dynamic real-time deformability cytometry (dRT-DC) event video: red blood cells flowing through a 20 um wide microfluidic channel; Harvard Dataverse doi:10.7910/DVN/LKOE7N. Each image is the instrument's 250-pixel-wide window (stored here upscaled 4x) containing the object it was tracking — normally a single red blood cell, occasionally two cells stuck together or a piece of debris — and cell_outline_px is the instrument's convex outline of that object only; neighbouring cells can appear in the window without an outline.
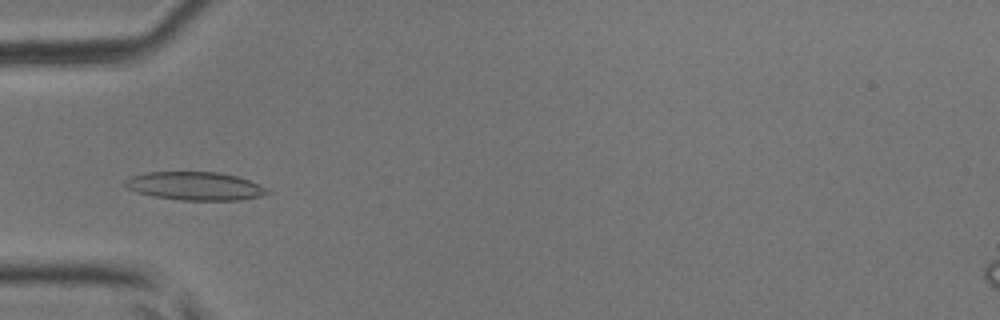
{"species": "common noctule bat (a hibernating species)", "species_latin": "Nyctalus noctula", "temperature_condition": "room temperature", "stored_images_in_passage": 32, "camera_frame_rate_fps": 3000, "um_per_image_px": 0.085, "animal": {"sex": "male", "body_mass_g": 17.9, "forearm_length_mm": 54.2}, "frame": {"image": 1, "passage_image": 2, "time_ms": 0.333, "image_size_px": [1000, 320], "cell_outline_px": [[272, 192], [260, 196], [240, 200], [180, 200], [152, 196], [136, 192], [124, 188], [120, 184], [128, 176], [144, 172], [220, 172], [236, 176], [260, 184], [268, 188]], "centroid_in_image_um": [16.51, 15.81], "position_along_channel_um": 68.5, "area_um2": 23.93}}
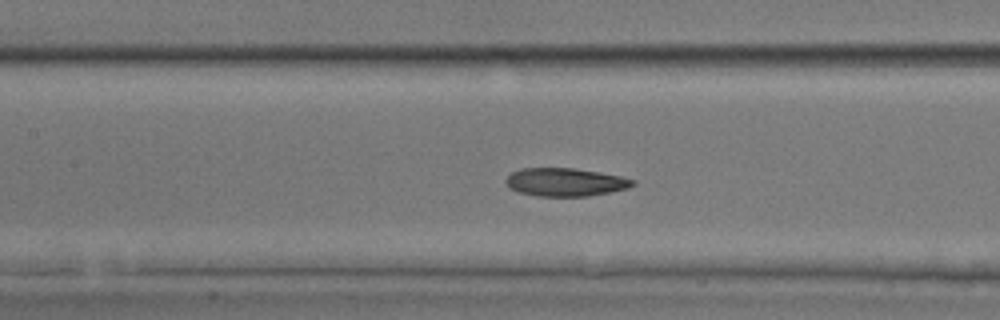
{"frame": {"image": 2, "passage_image": 8, "time_ms": 2.333, "image_size_px": [1000, 320], "cell_outline_px": [[636, 184], [628, 188], [588, 196], [536, 196], [520, 192], [508, 188], [504, 180], [512, 172], [520, 168], [572, 168], [600, 172], [620, 176], [636, 180]], "centroid_in_image_um": [48.04, 15.48], "position_along_channel_um": 159.4, "area_um2": 20.87}}
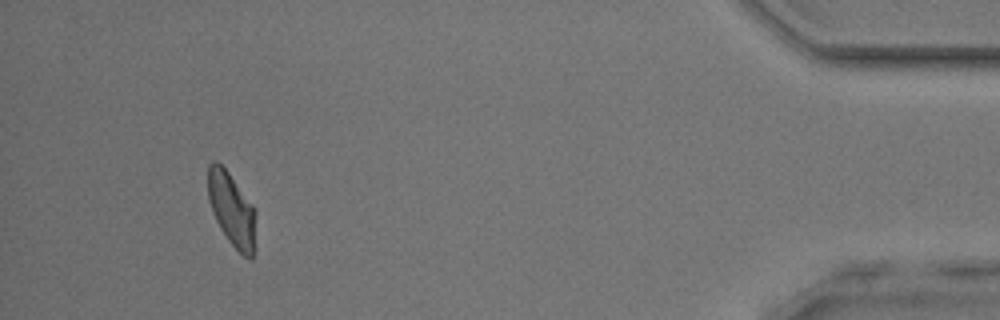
{"frame": {"image": 3, "passage_image": 29, "time_ms": 9.333, "image_size_px": [1000, 320], "cell_outline_px": [[256, 212], [252, 260], [248, 260], [228, 240], [220, 228], [212, 212], [208, 200], [208, 164], [212, 160], [216, 160], [228, 172], [252, 204]], "centroid_in_image_um": [19.68, 17.78], "position_along_channel_um": 415.5, "area_um2": 20.35}}